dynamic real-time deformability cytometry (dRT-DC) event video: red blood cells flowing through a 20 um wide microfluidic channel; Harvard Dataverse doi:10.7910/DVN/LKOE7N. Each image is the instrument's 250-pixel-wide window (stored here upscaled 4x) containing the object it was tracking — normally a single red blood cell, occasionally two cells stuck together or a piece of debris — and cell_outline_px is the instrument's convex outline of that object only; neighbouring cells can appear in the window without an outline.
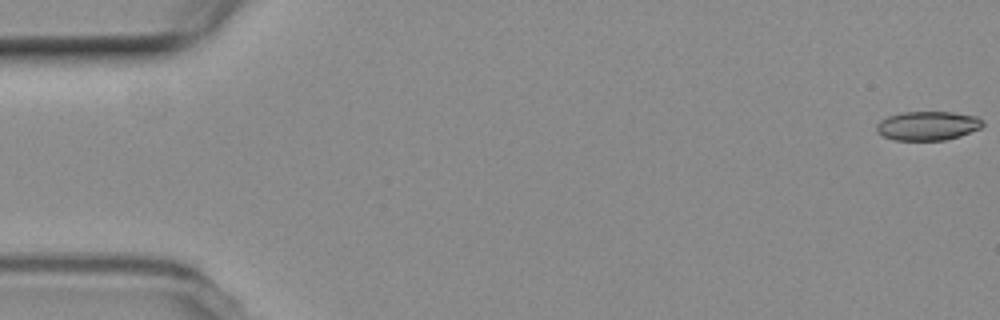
{"species": "common noctule bat (a hibernating species)", "species_latin": "Nyctalus noctula", "temperature_condition": "room temperature", "stored_images_in_passage": 6, "camera_frame_rate_fps": 3000, "um_per_image_px": 0.085, "animal": {"sex": "female", "body_mass_g": 19.3, "forearm_length_mm": 54.1}, "frame": {"image": 1, "passage_image": 1, "time_ms": 0.0, "image_size_px": [1000, 320], "cell_outline_px": [[984, 124], [980, 128], [960, 136], [944, 140], [896, 140], [884, 136], [876, 132], [876, 124], [880, 120], [888, 116], [904, 112], [952, 112], [976, 116], [984, 120]], "centroid_in_image_um": [78.86, 10.68], "position_along_channel_um": 6.1, "area_um2": 17.98}}
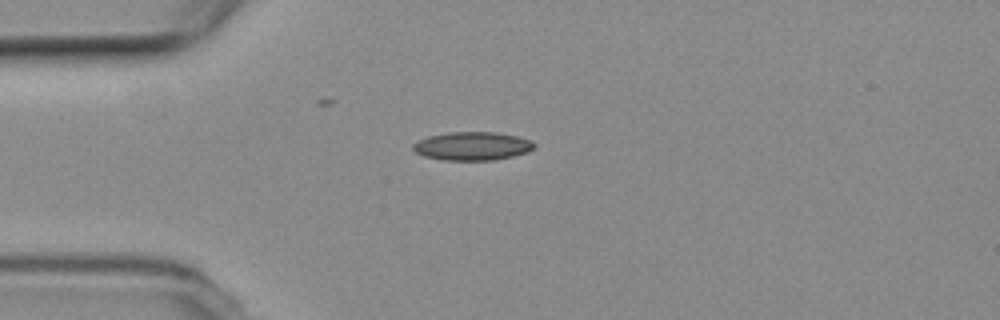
{"frame": {"image": 2, "passage_image": 5, "time_ms": 4.667, "image_size_px": [1000, 320], "cell_outline_px": [[536, 144], [528, 152], [512, 156], [492, 160], [444, 160], [424, 156], [416, 152], [412, 148], [412, 144], [428, 136], [448, 132], [496, 132], [516, 136], [532, 140]], "centroid_in_image_um": [40.15, 12.41], "position_along_channel_um": 44.9, "area_um2": 20.0}}